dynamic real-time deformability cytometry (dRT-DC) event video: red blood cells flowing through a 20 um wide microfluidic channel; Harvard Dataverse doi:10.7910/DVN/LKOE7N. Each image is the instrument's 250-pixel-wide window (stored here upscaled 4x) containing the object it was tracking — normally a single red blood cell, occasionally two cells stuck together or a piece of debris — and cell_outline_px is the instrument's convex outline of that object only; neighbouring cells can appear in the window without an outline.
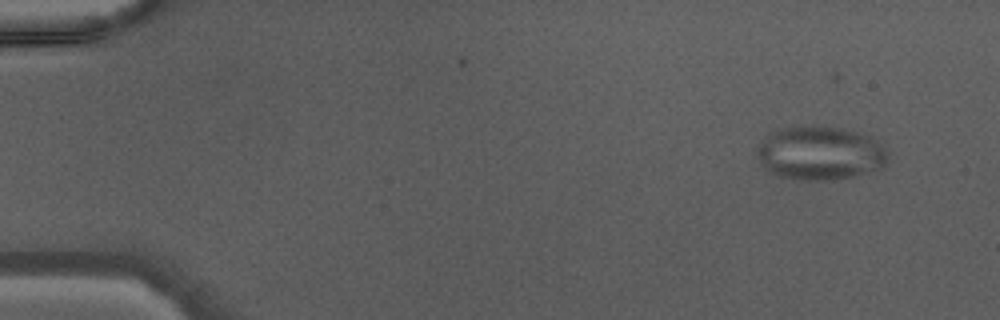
{"species": "Egyptian fruit bat (a non-hibernating species)", "species_latin": "Rousettus aegyptiacus", "temperature_condition": "warm", "stored_images_in_passage": 43, "camera_frame_rate_fps": 3000, "um_per_image_px": 0.085, "animal": {"sex": "male"}, "frame": {"image": 1, "passage_image": 1, "time_ms": 0.0, "image_size_px": [1000, 320], "cell_outline_px": [[888, 156], [884, 164], [880, 168], [852, 176], [832, 180], [800, 180], [780, 176], [768, 172], [764, 168], [756, 156], [756, 148], [772, 132], [780, 128], [804, 124], [816, 124], [840, 128], [860, 132], [876, 140], [888, 152]], "centroid_in_image_um": [69.67, 12.99], "position_along_channel_um": 15.3, "area_um2": 41.33}}
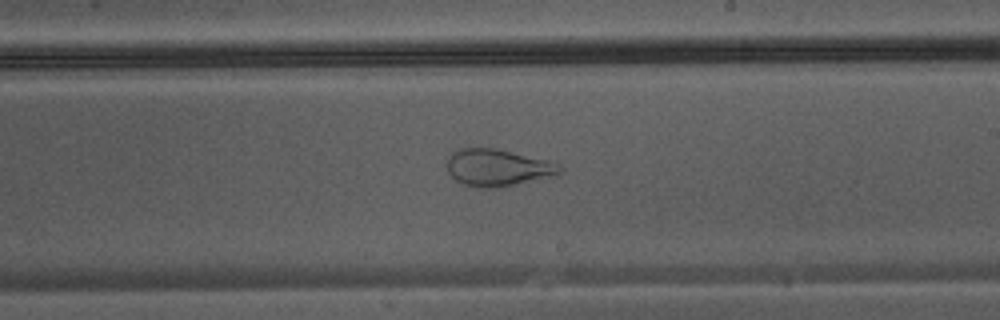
{"frame": {"image": 2, "passage_image": 25, "time_ms": 8.0, "image_size_px": [1000, 320], "cell_outline_px": [[564, 172], [556, 176], [496, 188], [476, 188], [464, 184], [456, 180], [448, 172], [448, 156], [452, 152], [460, 148], [496, 148], [548, 160], [560, 164], [564, 168]], "centroid_in_image_um": [42.36, 14.25], "position_along_channel_um": 246.6, "area_um2": 24.62}}
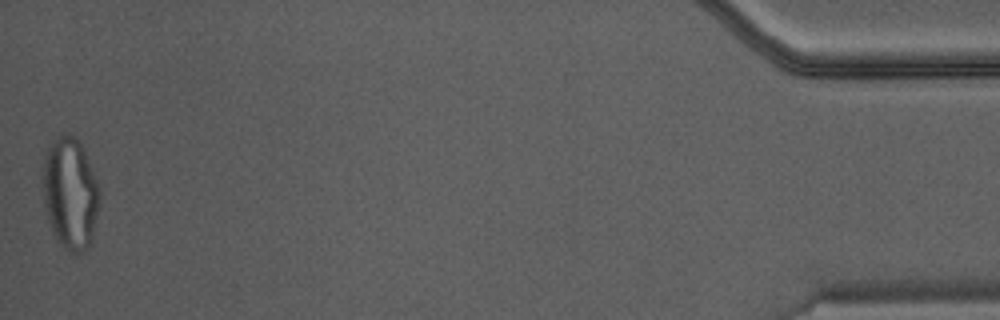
{"frame": {"image": 3, "passage_image": 43, "time_ms": 14.0, "image_size_px": [1000, 320], "cell_outline_px": [[100, 204], [92, 236], [88, 244], [76, 256], [64, 248], [56, 240], [48, 220], [44, 204], [40, 176], [44, 156], [48, 148], [64, 132], [68, 132], [76, 136], [84, 152], [100, 188]], "centroid_in_image_um": [5.94, 16.43], "position_along_channel_um": 429.3, "area_um2": 37.28}}